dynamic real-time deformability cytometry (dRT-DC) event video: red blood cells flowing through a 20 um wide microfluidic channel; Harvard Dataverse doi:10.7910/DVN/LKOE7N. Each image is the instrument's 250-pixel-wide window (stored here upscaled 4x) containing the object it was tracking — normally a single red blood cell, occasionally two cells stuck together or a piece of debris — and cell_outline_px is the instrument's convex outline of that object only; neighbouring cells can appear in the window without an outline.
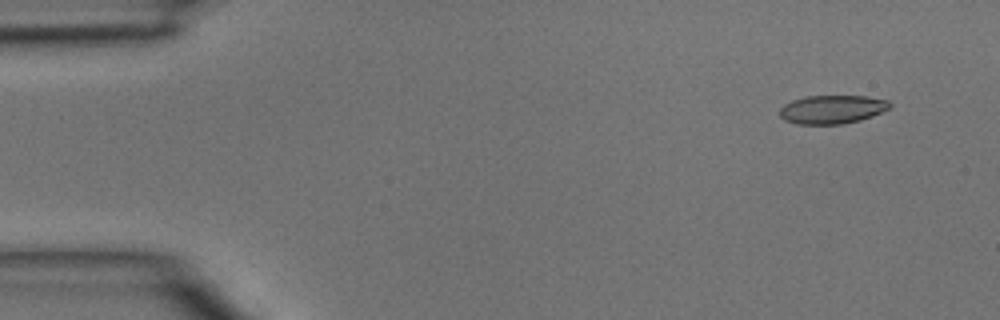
{"species": "common noctule bat (a hibernating species)", "species_latin": "Nyctalus noctula", "temperature_condition": "room temperature", "stored_images_in_passage": 3, "camera_frame_rate_fps": 3000, "um_per_image_px": 0.085, "animal": {"sex": "male", "body_mass_g": 15.6}, "frame": {"image": 1, "passage_image": 1, "time_ms": 0.0, "image_size_px": [1000, 320], "cell_outline_px": [[892, 104], [888, 108], [872, 116], [860, 120], [844, 124], [796, 124], [784, 120], [780, 116], [780, 108], [784, 104], [792, 100], [804, 96], [864, 96], [888, 100]], "centroid_in_image_um": [70.7, 9.3], "position_along_channel_um": 14.3, "area_um2": 18.32}}